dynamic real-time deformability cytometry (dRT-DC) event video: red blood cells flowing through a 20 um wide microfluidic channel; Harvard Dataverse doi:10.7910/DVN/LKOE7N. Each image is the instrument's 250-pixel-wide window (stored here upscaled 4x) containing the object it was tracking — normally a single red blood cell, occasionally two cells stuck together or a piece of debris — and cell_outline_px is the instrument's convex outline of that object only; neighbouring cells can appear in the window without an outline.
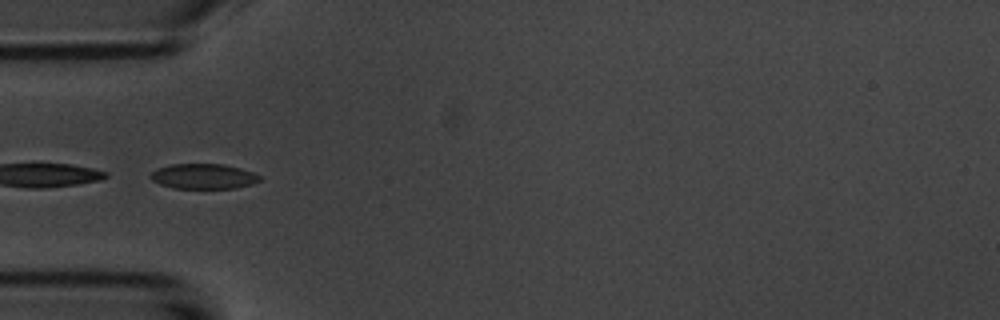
{"species": "common noctule bat (a hibernating species)", "species_latin": "Nyctalus noctula", "temperature_condition": "room temperature", "stored_images_in_passage": 6, "camera_frame_rate_fps": 3000, "um_per_image_px": 0.085, "animal": {"sex": "male", "body_mass_g": 20.1, "forearm_length_mm": 53.5}, "frame": {"image": 1, "passage_image": 2, "time_ms": 1.333, "image_size_px": [1000, 320], "cell_outline_px": [[260, 180], [252, 184], [236, 188], [172, 188], [160, 184], [152, 180], [148, 176], [156, 168], [172, 164], [224, 164], [240, 168], [252, 172], [260, 176]], "centroid_in_image_um": [17.27, 14.98], "position_along_channel_um": 67.7, "area_um2": 16.01}}
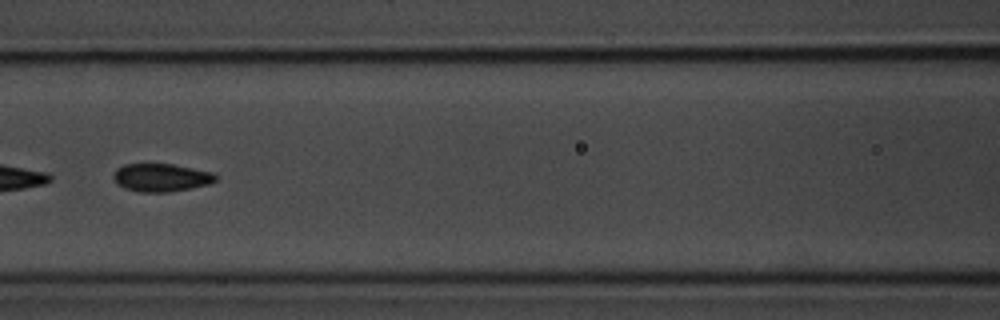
{"frame": {"image": 2, "passage_image": 4, "time_ms": 3.667, "image_size_px": [1000, 320], "cell_outline_px": [[216, 180], [208, 184], [192, 188], [168, 192], [140, 192], [124, 188], [116, 184], [112, 176], [116, 168], [124, 164], [172, 164], [212, 172], [216, 176]], "centroid_in_image_um": [13.65, 15.09], "position_along_channel_um": 153.0, "area_um2": 16.7}}
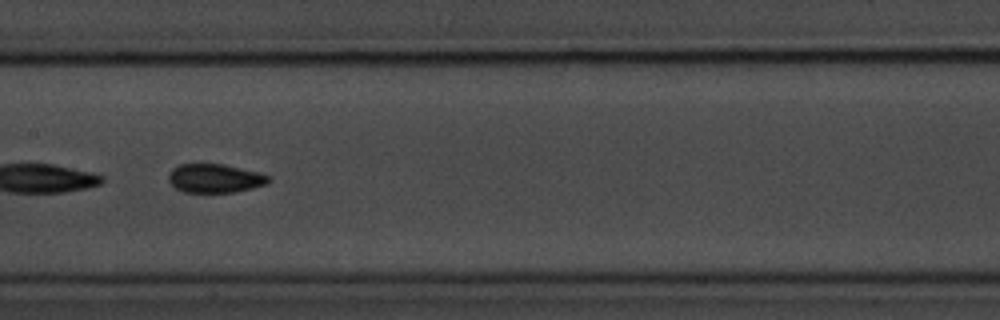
{"frame": {"image": 3, "passage_image": 5, "time_ms": 4.667, "image_size_px": [1000, 320], "cell_outline_px": [[272, 180], [268, 184], [236, 192], [184, 192], [176, 188], [168, 180], [168, 176], [172, 168], [180, 164], [224, 164], [260, 172], [272, 176]], "centroid_in_image_um": [18.33, 15.15], "position_along_channel_um": 189.1, "area_um2": 16.99}}